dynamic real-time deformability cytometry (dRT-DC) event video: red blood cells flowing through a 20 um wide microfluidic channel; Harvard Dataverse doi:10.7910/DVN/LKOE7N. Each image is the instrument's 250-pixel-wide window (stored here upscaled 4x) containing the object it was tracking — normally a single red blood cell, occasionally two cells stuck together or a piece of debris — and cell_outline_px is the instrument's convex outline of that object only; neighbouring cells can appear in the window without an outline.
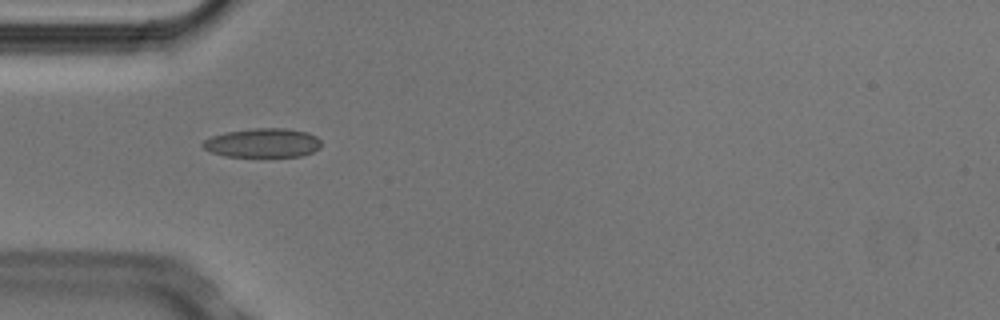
{"species": "Egyptian fruit bat (a non-hibernating species)", "species_latin": "Rousettus aegyptiacus", "temperature_condition": "cold", "stored_images_in_passage": 5, "camera_frame_rate_fps": 3000, "um_per_image_px": 0.085, "animal": {"sex": "male"}, "frame": {"image": 1, "passage_image": 4, "time_ms": 1.0, "image_size_px": [1000, 320], "cell_outline_px": [[320, 148], [312, 152], [300, 156], [224, 156], [212, 152], [204, 148], [200, 144], [204, 140], [212, 136], [228, 132], [252, 128], [288, 128], [308, 132], [316, 136], [320, 140]], "centroid_in_image_um": [22.35, 12.14], "position_along_channel_um": 62.7, "area_um2": 20.0}}